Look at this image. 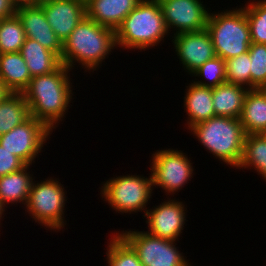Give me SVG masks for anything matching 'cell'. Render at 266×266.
<instances>
[{
    "instance_id": "6da1fadb",
    "label": "cell",
    "mask_w": 266,
    "mask_h": 266,
    "mask_svg": "<svg viewBox=\"0 0 266 266\" xmlns=\"http://www.w3.org/2000/svg\"><path fill=\"white\" fill-rule=\"evenodd\" d=\"M70 71L62 64L54 72L32 77L22 92L28 103L30 116L43 122L52 132L63 121L69 104L74 99Z\"/></svg>"
},
{
    "instance_id": "7a4b0ae2",
    "label": "cell",
    "mask_w": 266,
    "mask_h": 266,
    "mask_svg": "<svg viewBox=\"0 0 266 266\" xmlns=\"http://www.w3.org/2000/svg\"><path fill=\"white\" fill-rule=\"evenodd\" d=\"M115 48V31L85 16L63 42L61 63L72 71L77 62L90 74L102 66Z\"/></svg>"
},
{
    "instance_id": "3957f363",
    "label": "cell",
    "mask_w": 266,
    "mask_h": 266,
    "mask_svg": "<svg viewBox=\"0 0 266 266\" xmlns=\"http://www.w3.org/2000/svg\"><path fill=\"white\" fill-rule=\"evenodd\" d=\"M169 34L157 0H142L115 30L117 48L134 51L149 50Z\"/></svg>"
},
{
    "instance_id": "277c9868",
    "label": "cell",
    "mask_w": 266,
    "mask_h": 266,
    "mask_svg": "<svg viewBox=\"0 0 266 266\" xmlns=\"http://www.w3.org/2000/svg\"><path fill=\"white\" fill-rule=\"evenodd\" d=\"M189 131L213 157L231 168L238 167L246 136L240 119L214 116L194 125Z\"/></svg>"
},
{
    "instance_id": "5b68a950",
    "label": "cell",
    "mask_w": 266,
    "mask_h": 266,
    "mask_svg": "<svg viewBox=\"0 0 266 266\" xmlns=\"http://www.w3.org/2000/svg\"><path fill=\"white\" fill-rule=\"evenodd\" d=\"M232 9L209 12L207 18L206 29L212 38L215 54L224 60L248 52L252 44L245 10L242 7Z\"/></svg>"
},
{
    "instance_id": "8992f818",
    "label": "cell",
    "mask_w": 266,
    "mask_h": 266,
    "mask_svg": "<svg viewBox=\"0 0 266 266\" xmlns=\"http://www.w3.org/2000/svg\"><path fill=\"white\" fill-rule=\"evenodd\" d=\"M59 178L48 177L41 182L34 180L28 195L25 212L35 223L56 232L65 227V204L67 193Z\"/></svg>"
},
{
    "instance_id": "52a82bcc",
    "label": "cell",
    "mask_w": 266,
    "mask_h": 266,
    "mask_svg": "<svg viewBox=\"0 0 266 266\" xmlns=\"http://www.w3.org/2000/svg\"><path fill=\"white\" fill-rule=\"evenodd\" d=\"M102 183L100 196L116 213L130 215L136 212L144 214L147 212L146 206L151 202L154 190L152 174L148 177L137 174L121 175L111 177Z\"/></svg>"
},
{
    "instance_id": "ba28073f",
    "label": "cell",
    "mask_w": 266,
    "mask_h": 266,
    "mask_svg": "<svg viewBox=\"0 0 266 266\" xmlns=\"http://www.w3.org/2000/svg\"><path fill=\"white\" fill-rule=\"evenodd\" d=\"M150 159V172L152 174L153 188H162L166 196H174L182 190L184 185L191 181L195 166L186 153L171 148L159 149Z\"/></svg>"
},
{
    "instance_id": "9c48e42d",
    "label": "cell",
    "mask_w": 266,
    "mask_h": 266,
    "mask_svg": "<svg viewBox=\"0 0 266 266\" xmlns=\"http://www.w3.org/2000/svg\"><path fill=\"white\" fill-rule=\"evenodd\" d=\"M118 233L136 251L143 266H192L183 252L179 251L175 243L177 241L155 237L144 230H123Z\"/></svg>"
},
{
    "instance_id": "30bf717a",
    "label": "cell",
    "mask_w": 266,
    "mask_h": 266,
    "mask_svg": "<svg viewBox=\"0 0 266 266\" xmlns=\"http://www.w3.org/2000/svg\"><path fill=\"white\" fill-rule=\"evenodd\" d=\"M52 131L41 121L30 117L21 125L0 136V145L26 165L35 163Z\"/></svg>"
},
{
    "instance_id": "8fae6325",
    "label": "cell",
    "mask_w": 266,
    "mask_h": 266,
    "mask_svg": "<svg viewBox=\"0 0 266 266\" xmlns=\"http://www.w3.org/2000/svg\"><path fill=\"white\" fill-rule=\"evenodd\" d=\"M173 35L206 29L209 8L201 0H157ZM172 29V30H171ZM176 31V32H175Z\"/></svg>"
},
{
    "instance_id": "7c38bea8",
    "label": "cell",
    "mask_w": 266,
    "mask_h": 266,
    "mask_svg": "<svg viewBox=\"0 0 266 266\" xmlns=\"http://www.w3.org/2000/svg\"><path fill=\"white\" fill-rule=\"evenodd\" d=\"M159 205L147 209L145 215L148 231L146 233L170 241H178L186 223V210L183 201L167 198Z\"/></svg>"
},
{
    "instance_id": "4fadbf2b",
    "label": "cell",
    "mask_w": 266,
    "mask_h": 266,
    "mask_svg": "<svg viewBox=\"0 0 266 266\" xmlns=\"http://www.w3.org/2000/svg\"><path fill=\"white\" fill-rule=\"evenodd\" d=\"M172 38L175 54L182 68L190 76L207 60L216 56L213 41L207 29L176 34Z\"/></svg>"
},
{
    "instance_id": "5bb4252c",
    "label": "cell",
    "mask_w": 266,
    "mask_h": 266,
    "mask_svg": "<svg viewBox=\"0 0 266 266\" xmlns=\"http://www.w3.org/2000/svg\"><path fill=\"white\" fill-rule=\"evenodd\" d=\"M40 6L62 43L86 16V3L82 0H53Z\"/></svg>"
},
{
    "instance_id": "9a60e30c",
    "label": "cell",
    "mask_w": 266,
    "mask_h": 266,
    "mask_svg": "<svg viewBox=\"0 0 266 266\" xmlns=\"http://www.w3.org/2000/svg\"><path fill=\"white\" fill-rule=\"evenodd\" d=\"M16 15L22 23L26 38L36 40L61 59L63 43L50 27L40 5L18 7Z\"/></svg>"
},
{
    "instance_id": "2e32d148",
    "label": "cell",
    "mask_w": 266,
    "mask_h": 266,
    "mask_svg": "<svg viewBox=\"0 0 266 266\" xmlns=\"http://www.w3.org/2000/svg\"><path fill=\"white\" fill-rule=\"evenodd\" d=\"M142 0H88L86 16L114 31Z\"/></svg>"
},
{
    "instance_id": "e0dca14e",
    "label": "cell",
    "mask_w": 266,
    "mask_h": 266,
    "mask_svg": "<svg viewBox=\"0 0 266 266\" xmlns=\"http://www.w3.org/2000/svg\"><path fill=\"white\" fill-rule=\"evenodd\" d=\"M184 99V111L188 115L186 128L188 130L196 124L204 122L215 116L212 99V88L201 86L192 82L186 86Z\"/></svg>"
},
{
    "instance_id": "ac0fdd59",
    "label": "cell",
    "mask_w": 266,
    "mask_h": 266,
    "mask_svg": "<svg viewBox=\"0 0 266 266\" xmlns=\"http://www.w3.org/2000/svg\"><path fill=\"white\" fill-rule=\"evenodd\" d=\"M26 165L21 170L0 177V207L5 211L8 205L17 203L26 205L28 195L34 180L33 174ZM29 171V172H28ZM7 205V206H6Z\"/></svg>"
},
{
    "instance_id": "d6986e66",
    "label": "cell",
    "mask_w": 266,
    "mask_h": 266,
    "mask_svg": "<svg viewBox=\"0 0 266 266\" xmlns=\"http://www.w3.org/2000/svg\"><path fill=\"white\" fill-rule=\"evenodd\" d=\"M239 119L246 135L266 134V96L261 89L247 91Z\"/></svg>"
},
{
    "instance_id": "ffe728a7",
    "label": "cell",
    "mask_w": 266,
    "mask_h": 266,
    "mask_svg": "<svg viewBox=\"0 0 266 266\" xmlns=\"http://www.w3.org/2000/svg\"><path fill=\"white\" fill-rule=\"evenodd\" d=\"M248 90L245 86L229 82L213 87L212 103L215 109V116L239 119Z\"/></svg>"
},
{
    "instance_id": "44dd1931",
    "label": "cell",
    "mask_w": 266,
    "mask_h": 266,
    "mask_svg": "<svg viewBox=\"0 0 266 266\" xmlns=\"http://www.w3.org/2000/svg\"><path fill=\"white\" fill-rule=\"evenodd\" d=\"M19 52L31 77L54 72L62 65L61 59L54 52L44 48L34 39L26 38Z\"/></svg>"
},
{
    "instance_id": "7402d4cb",
    "label": "cell",
    "mask_w": 266,
    "mask_h": 266,
    "mask_svg": "<svg viewBox=\"0 0 266 266\" xmlns=\"http://www.w3.org/2000/svg\"><path fill=\"white\" fill-rule=\"evenodd\" d=\"M31 78L20 52L0 54V79L10 92H23Z\"/></svg>"
},
{
    "instance_id": "603a6c76",
    "label": "cell",
    "mask_w": 266,
    "mask_h": 266,
    "mask_svg": "<svg viewBox=\"0 0 266 266\" xmlns=\"http://www.w3.org/2000/svg\"><path fill=\"white\" fill-rule=\"evenodd\" d=\"M30 110L22 92H9L0 101V136L30 118Z\"/></svg>"
},
{
    "instance_id": "cb8c5ba5",
    "label": "cell",
    "mask_w": 266,
    "mask_h": 266,
    "mask_svg": "<svg viewBox=\"0 0 266 266\" xmlns=\"http://www.w3.org/2000/svg\"><path fill=\"white\" fill-rule=\"evenodd\" d=\"M245 168H254L266 182V134L245 136L242 158L236 169Z\"/></svg>"
},
{
    "instance_id": "d4e9b609",
    "label": "cell",
    "mask_w": 266,
    "mask_h": 266,
    "mask_svg": "<svg viewBox=\"0 0 266 266\" xmlns=\"http://www.w3.org/2000/svg\"><path fill=\"white\" fill-rule=\"evenodd\" d=\"M110 237L106 248L108 266H143L136 251L117 231Z\"/></svg>"
},
{
    "instance_id": "484cf974",
    "label": "cell",
    "mask_w": 266,
    "mask_h": 266,
    "mask_svg": "<svg viewBox=\"0 0 266 266\" xmlns=\"http://www.w3.org/2000/svg\"><path fill=\"white\" fill-rule=\"evenodd\" d=\"M25 39L24 28L16 14L0 20V54L19 52Z\"/></svg>"
},
{
    "instance_id": "4316f807",
    "label": "cell",
    "mask_w": 266,
    "mask_h": 266,
    "mask_svg": "<svg viewBox=\"0 0 266 266\" xmlns=\"http://www.w3.org/2000/svg\"><path fill=\"white\" fill-rule=\"evenodd\" d=\"M249 2L241 7L245 10L251 42L266 44V0H250Z\"/></svg>"
},
{
    "instance_id": "83f0119b",
    "label": "cell",
    "mask_w": 266,
    "mask_h": 266,
    "mask_svg": "<svg viewBox=\"0 0 266 266\" xmlns=\"http://www.w3.org/2000/svg\"><path fill=\"white\" fill-rule=\"evenodd\" d=\"M225 70V60L219 56H215L214 58L207 60L191 75L192 77L195 76L203 80L200 79L199 81L198 79L197 81L195 78L196 81L194 80L193 82L196 84L213 88L227 82Z\"/></svg>"
},
{
    "instance_id": "f1b7e54d",
    "label": "cell",
    "mask_w": 266,
    "mask_h": 266,
    "mask_svg": "<svg viewBox=\"0 0 266 266\" xmlns=\"http://www.w3.org/2000/svg\"><path fill=\"white\" fill-rule=\"evenodd\" d=\"M226 80L251 89V59L249 52L225 60Z\"/></svg>"
},
{
    "instance_id": "f546056e",
    "label": "cell",
    "mask_w": 266,
    "mask_h": 266,
    "mask_svg": "<svg viewBox=\"0 0 266 266\" xmlns=\"http://www.w3.org/2000/svg\"><path fill=\"white\" fill-rule=\"evenodd\" d=\"M251 59V89L266 85V44L252 43L248 50Z\"/></svg>"
},
{
    "instance_id": "4dcf8cb0",
    "label": "cell",
    "mask_w": 266,
    "mask_h": 266,
    "mask_svg": "<svg viewBox=\"0 0 266 266\" xmlns=\"http://www.w3.org/2000/svg\"><path fill=\"white\" fill-rule=\"evenodd\" d=\"M25 166L20 158L0 145V177L17 172Z\"/></svg>"
},
{
    "instance_id": "1f68e13d",
    "label": "cell",
    "mask_w": 266,
    "mask_h": 266,
    "mask_svg": "<svg viewBox=\"0 0 266 266\" xmlns=\"http://www.w3.org/2000/svg\"><path fill=\"white\" fill-rule=\"evenodd\" d=\"M16 9L11 0H0V19L14 16Z\"/></svg>"
},
{
    "instance_id": "d6a6232c",
    "label": "cell",
    "mask_w": 266,
    "mask_h": 266,
    "mask_svg": "<svg viewBox=\"0 0 266 266\" xmlns=\"http://www.w3.org/2000/svg\"><path fill=\"white\" fill-rule=\"evenodd\" d=\"M11 2L16 8L21 6H36V0H11Z\"/></svg>"
},
{
    "instance_id": "836d02e7",
    "label": "cell",
    "mask_w": 266,
    "mask_h": 266,
    "mask_svg": "<svg viewBox=\"0 0 266 266\" xmlns=\"http://www.w3.org/2000/svg\"><path fill=\"white\" fill-rule=\"evenodd\" d=\"M10 91L3 85L2 80L0 79V101H2Z\"/></svg>"
},
{
    "instance_id": "e575fe53",
    "label": "cell",
    "mask_w": 266,
    "mask_h": 266,
    "mask_svg": "<svg viewBox=\"0 0 266 266\" xmlns=\"http://www.w3.org/2000/svg\"><path fill=\"white\" fill-rule=\"evenodd\" d=\"M50 1H53V0H36V6L42 5V4L50 2Z\"/></svg>"
},
{
    "instance_id": "d590c367",
    "label": "cell",
    "mask_w": 266,
    "mask_h": 266,
    "mask_svg": "<svg viewBox=\"0 0 266 266\" xmlns=\"http://www.w3.org/2000/svg\"><path fill=\"white\" fill-rule=\"evenodd\" d=\"M5 212L6 211H4L1 207H0V226H1V220L4 218V216H5ZM4 215V216H3Z\"/></svg>"
},
{
    "instance_id": "8d00e7d4",
    "label": "cell",
    "mask_w": 266,
    "mask_h": 266,
    "mask_svg": "<svg viewBox=\"0 0 266 266\" xmlns=\"http://www.w3.org/2000/svg\"><path fill=\"white\" fill-rule=\"evenodd\" d=\"M264 93H265V96H266V85L263 86L262 88H260Z\"/></svg>"
}]
</instances>
